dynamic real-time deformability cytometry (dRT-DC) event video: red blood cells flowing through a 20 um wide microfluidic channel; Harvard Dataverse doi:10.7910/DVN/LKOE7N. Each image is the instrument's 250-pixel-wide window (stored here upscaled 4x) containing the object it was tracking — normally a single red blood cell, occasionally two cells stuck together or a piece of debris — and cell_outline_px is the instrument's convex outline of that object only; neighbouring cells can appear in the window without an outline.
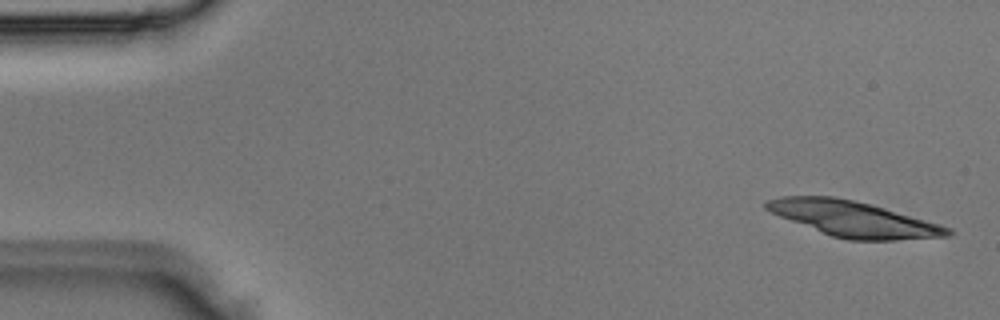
{"species": "Egyptian fruit bat (a non-hibernating species)", "species_latin": "Rousettus aegyptiacus", "temperature_condition": "room temperature", "stored_images_in_passage": 4, "camera_frame_rate_fps": 3000, "um_per_image_px": 0.085, "animal": {"sex": "male"}, "frame": {"image": 1, "passage_image": 1, "time_ms": 0.0, "image_size_px": [1000, 320], "cell_outline_px": [[952, 232], [948, 236], [896, 240], [848, 240], [832, 236], [780, 216], [764, 208], [764, 200], [780, 196], [832, 196], [852, 200], [884, 208], [940, 224], [952, 228]], "centroid_in_image_um": [72.53, 18.6], "position_along_channel_um": 12.5, "area_um2": 37.05}}
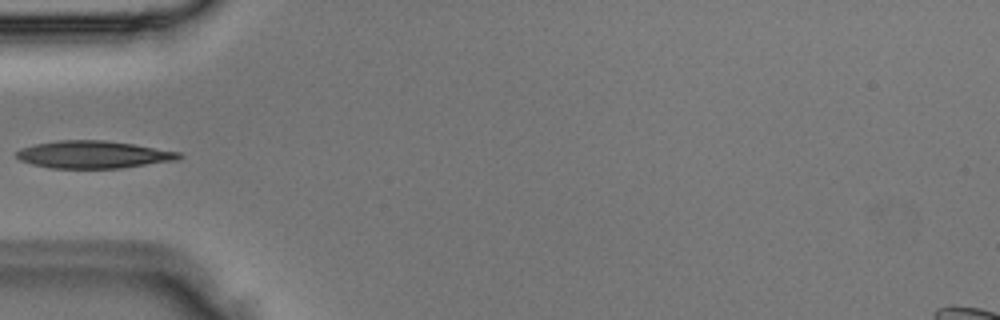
{"frame": {"image": 2, "passage_image": 4, "time_ms": 1.0, "image_size_px": [1000, 320], "cell_outline_px": [[184, 156], [180, 160], [120, 168], [52, 168], [32, 164], [20, 160], [16, 156], [16, 152], [20, 148], [36, 144], [56, 140], [104, 140], [132, 144], [180, 152]], "centroid_in_image_um": [7.96, 13.14], "position_along_channel_um": 77.0, "area_um2": 26.01}}